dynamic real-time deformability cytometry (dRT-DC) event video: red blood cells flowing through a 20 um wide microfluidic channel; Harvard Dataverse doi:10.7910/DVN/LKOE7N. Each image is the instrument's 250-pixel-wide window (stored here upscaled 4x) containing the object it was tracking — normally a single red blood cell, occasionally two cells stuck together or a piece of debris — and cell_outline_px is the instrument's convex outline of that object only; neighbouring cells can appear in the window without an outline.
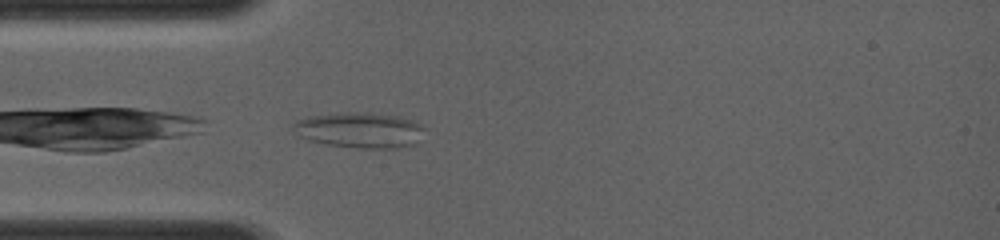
{"species": "common noctule bat (a hibernating species)", "species_latin": "Nyctalus noctula", "temperature_condition": "room temperature", "stored_images_in_passage": 1, "camera_frame_rate_fps": 4000, "um_per_image_px": 0.085, "animal": {"sex": "female", "body_mass_g": 19.0, "forearm_length_mm": 56.7}, "frame": {"image": 1, "passage_image": 1, "time_ms": 0.0, "image_size_px": [1000, 240], "cell_outline_px": [[424, 128], [412, 144], [396, 148], [356, 148], [328, 144], [308, 140], [296, 136], [288, 128], [296, 120], [308, 116], [340, 112], [368, 112], [396, 116], [412, 120], [420, 124]], "centroid_in_image_um": [30.43, 11.04], "position_along_channel_um": 54.6, "area_um2": 27.28}}